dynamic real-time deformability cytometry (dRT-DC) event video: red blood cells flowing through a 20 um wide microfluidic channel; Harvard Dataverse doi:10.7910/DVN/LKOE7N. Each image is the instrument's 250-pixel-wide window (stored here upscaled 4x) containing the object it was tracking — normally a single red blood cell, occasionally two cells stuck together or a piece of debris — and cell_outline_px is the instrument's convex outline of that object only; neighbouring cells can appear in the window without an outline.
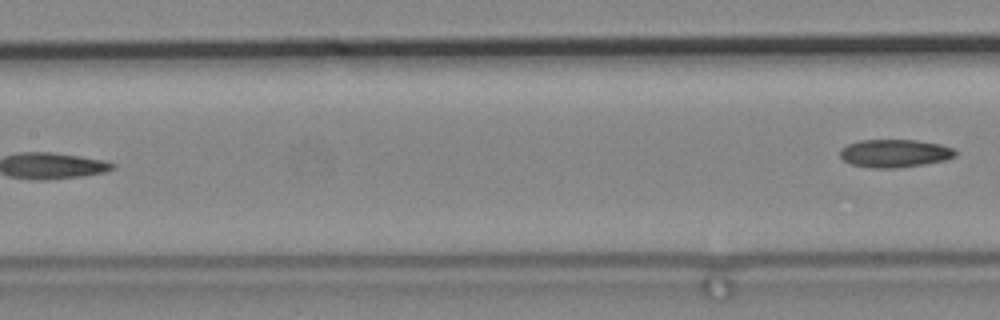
{"species": "common noctule bat (a hibernating species)", "species_latin": "Nyctalus noctula", "temperature_condition": "cold", "stored_images_in_passage": 7, "segment_of_instrument_passage": [2, 2], "camera_frame_rate_fps": 3000, "um_per_image_px": 0.085, "animal": {"sex": "male", "body_mass_g": 19.2, "forearm_length_mm": 51.8}, "frame": {"image": 1, "passage_image": 7, "time_ms": 2.0, "image_size_px": [1000, 320], "cell_outline_px": [[956, 156], [944, 160], [924, 164], [896, 168], [872, 168], [852, 164], [844, 160], [840, 156], [840, 148], [848, 144], [860, 140], [916, 140], [940, 144], [956, 148]], "centroid_in_image_um": [76.06, 13.02], "position_along_channel_um": 131.3, "area_um2": 18.84}}